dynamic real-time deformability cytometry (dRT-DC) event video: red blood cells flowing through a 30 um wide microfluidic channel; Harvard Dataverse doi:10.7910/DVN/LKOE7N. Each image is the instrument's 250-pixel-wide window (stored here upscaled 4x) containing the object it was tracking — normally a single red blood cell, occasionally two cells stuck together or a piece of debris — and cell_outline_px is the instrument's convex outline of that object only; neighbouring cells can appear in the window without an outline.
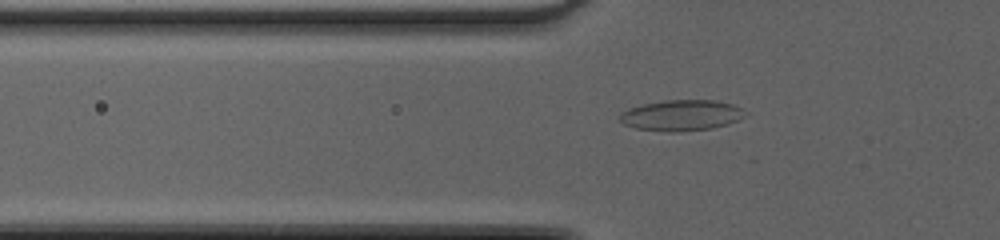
{"species": "common noctule bat (a hibernating species)", "species_latin": "Nyctalus noctula", "temperature_condition": "cold", "stored_images_in_passage": 49, "camera_frame_rate_fps": 3000, "um_per_image_px": 0.085, "animal": {"sex": "female", "body_mass_g": 20.0, "forearm_length_mm": 54.0}, "frame": {"image": 1, "passage_image": 18, "time_ms": 5.667, "image_size_px": [1000, 240], "cell_outline_px": [[748, 112], [744, 116], [728, 124], [712, 128], [676, 132], [668, 132], [636, 128], [624, 124], [620, 120], [620, 112], [628, 108], [644, 104], [664, 100], [716, 100], [732, 104], [744, 108]], "centroid_in_image_um": [57.94, 9.79], "position_along_channel_um": 67.9, "area_um2": 22.6}}
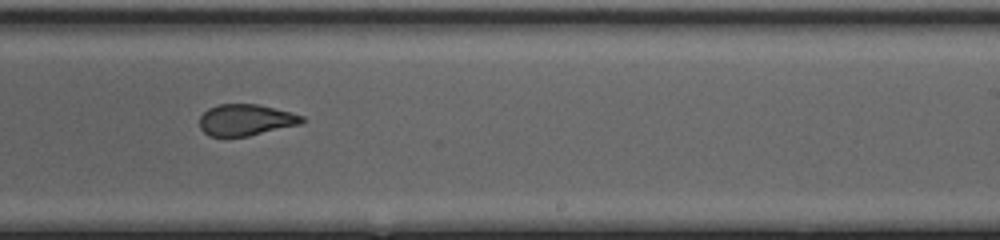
{"frame": {"image": 2, "passage_image": 32, "time_ms": 10.333, "image_size_px": [1000, 240], "cell_outline_px": [[308, 120], [300, 124], [248, 136], [208, 136], [200, 128], [200, 116], [208, 108], [216, 104], [256, 104], [292, 112], [304, 116]], "centroid_in_image_um": [20.9, 10.19], "position_along_channel_um": 268.1, "area_um2": 18.79}}
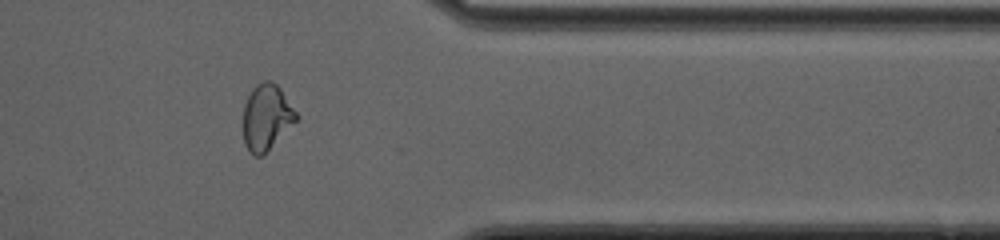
{"frame": {"image": 3, "passage_image": 41, "time_ms": 13.333, "image_size_px": [1000, 240], "cell_outline_px": [[300, 116], [260, 156], [256, 156], [244, 144], [244, 104], [252, 88], [256, 84], [264, 80], [272, 80], [280, 88]], "centroid_in_image_um": [22.65, 9.89], "position_along_channel_um": 388.8, "area_um2": 19.83}, "authors_computed_cell_mechanics": {"area_um2": 21.1548, "velocity_mm_per_s": 4.3326, "shape_relaxation_time_tau1_ms": null, "shape_relaxation_time_tau2_ms": 1.0048, "deformation_change_tau1": null, "deformation_change_tau2": 0.0884}}